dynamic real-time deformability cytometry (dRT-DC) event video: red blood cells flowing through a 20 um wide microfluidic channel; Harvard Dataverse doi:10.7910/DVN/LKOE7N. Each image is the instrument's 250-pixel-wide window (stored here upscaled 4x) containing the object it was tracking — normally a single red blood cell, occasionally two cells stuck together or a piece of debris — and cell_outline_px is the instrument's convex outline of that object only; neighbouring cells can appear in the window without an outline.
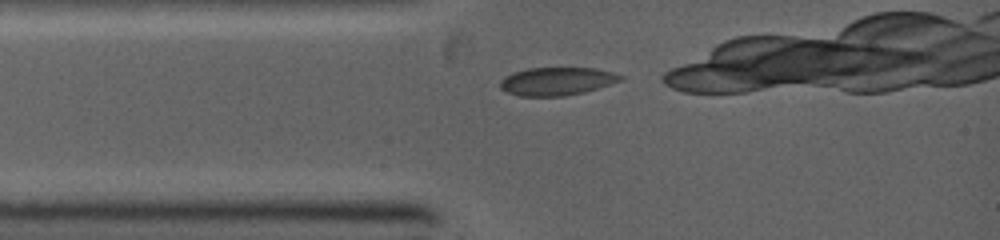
{"species": "common noctule bat (a hibernating species)", "species_latin": "Nyctalus noctula", "temperature_condition": "warm", "stored_images_in_passage": 4, "camera_frame_rate_fps": 5000, "um_per_image_px": 0.085, "animal": {"sex": "female", "body_mass_g": 19.0, "forearm_length_mm": 53.3}, "frame": {"image": 1, "passage_image": 1, "time_ms": 0.0, "image_size_px": [1000, 240], "cell_outline_px": [[624, 80], [584, 92], [564, 96], [520, 96], [508, 92], [500, 88], [500, 80], [504, 76], [512, 72], [528, 68], [596, 68], [612, 72], [624, 76]], "centroid_in_image_um": [47.33, 6.9], "position_along_channel_um": 37.7, "area_um2": 19.77}}